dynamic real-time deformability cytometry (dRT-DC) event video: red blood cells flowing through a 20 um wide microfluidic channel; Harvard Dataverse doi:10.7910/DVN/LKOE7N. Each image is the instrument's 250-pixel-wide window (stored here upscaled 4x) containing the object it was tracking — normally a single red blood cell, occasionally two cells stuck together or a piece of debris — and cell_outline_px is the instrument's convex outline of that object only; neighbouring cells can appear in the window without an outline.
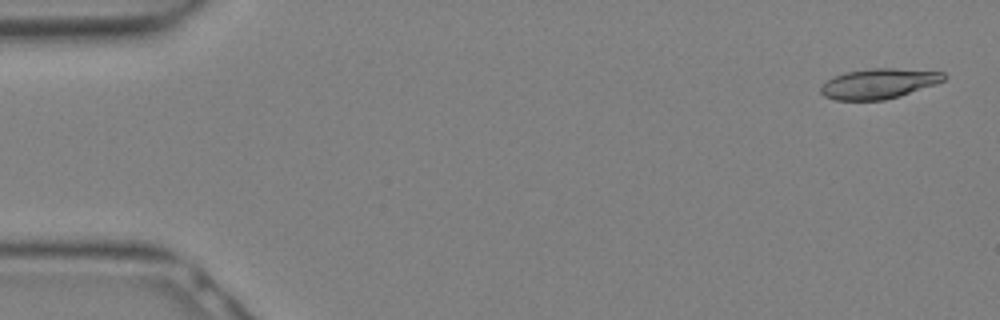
{"species": "Egyptian fruit bat (a non-hibernating species)", "species_latin": "Rousettus aegyptiacus", "temperature_condition": "warm", "stored_images_in_passage": 29, "camera_frame_rate_fps": 3000, "um_per_image_px": 0.085, "animal": {"sex": "female"}, "frame": {"image": 1, "passage_image": 1, "time_ms": 0.0, "image_size_px": [1000, 320], "cell_outline_px": [[948, 76], [944, 80], [936, 84], [900, 96], [884, 100], [836, 100], [824, 96], [820, 92], [820, 88], [828, 80], [844, 72], [872, 68], [892, 68], [944, 72]], "centroid_in_image_um": [74.72, 7.11], "position_along_channel_um": 10.3, "area_um2": 21.56}}
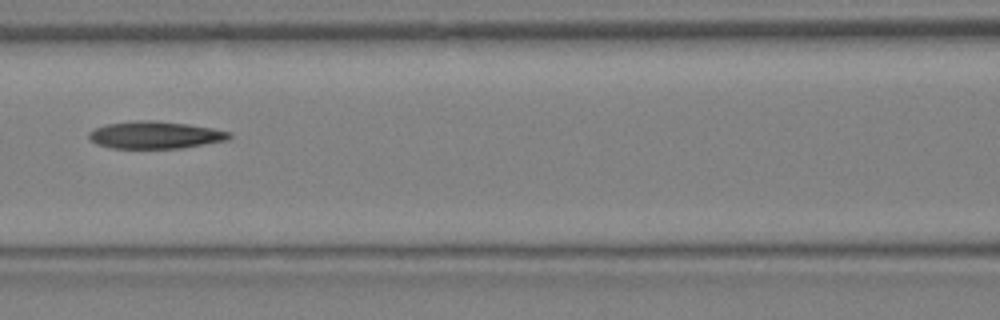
{"frame": {"image": 2, "passage_image": 13, "time_ms": 4.0, "image_size_px": [1000, 320], "cell_outline_px": [[232, 136], [228, 140], [184, 148], [112, 148], [96, 144], [88, 140], [88, 132], [104, 124], [136, 120], [156, 120], [188, 124], [212, 128], [232, 132]], "centroid_in_image_um": [13.18, 11.47], "position_along_channel_um": 153.4, "area_um2": 22.66}}
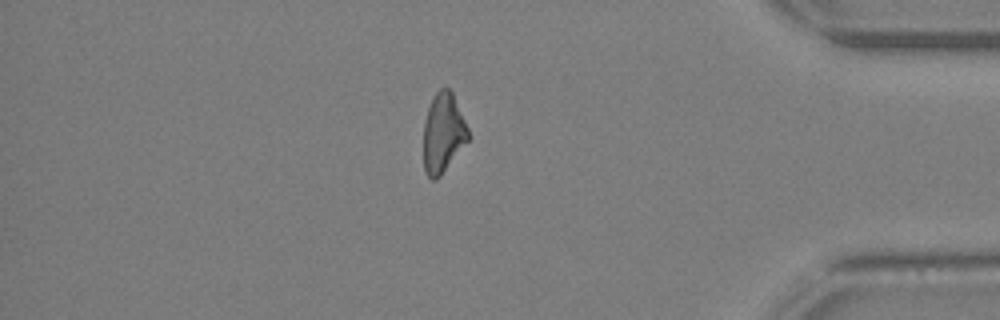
{"frame": {"image": 3, "passage_image": 25, "time_ms": 8.0, "image_size_px": [1000, 320], "cell_outline_px": [[468, 140], [440, 176], [436, 180], [432, 180], [428, 176], [424, 168], [424, 120], [428, 108], [436, 92], [440, 88], [448, 88], [452, 92], [468, 128]], "centroid_in_image_um": [37.65, 11.31], "position_along_channel_um": 397.5, "area_um2": 20.35}}